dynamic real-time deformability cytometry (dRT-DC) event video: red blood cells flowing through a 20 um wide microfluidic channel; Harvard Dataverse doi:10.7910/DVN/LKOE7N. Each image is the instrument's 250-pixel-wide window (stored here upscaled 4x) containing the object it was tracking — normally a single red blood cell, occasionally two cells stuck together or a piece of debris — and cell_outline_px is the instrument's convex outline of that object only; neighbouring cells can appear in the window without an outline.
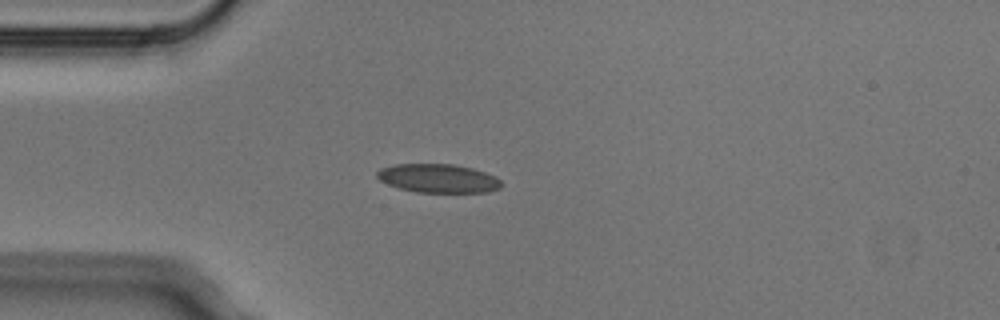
{"species": "Egyptian fruit bat (a non-hibernating species)", "species_latin": "Rousettus aegyptiacus", "temperature_condition": "cold", "stored_images_in_passage": 3, "camera_frame_rate_fps": 3000, "um_per_image_px": 0.085, "animal": {"sex": "male"}, "frame": {"image": 1, "passage_image": 3, "time_ms": 0.667, "image_size_px": [1000, 320], "cell_outline_px": [[504, 184], [500, 188], [488, 192], [416, 192], [400, 188], [388, 184], [380, 180], [376, 176], [376, 172], [380, 168], [396, 164], [452, 164], [472, 168], [496, 176]], "centroid_in_image_um": [37.26, 15.16], "position_along_channel_um": 47.7, "area_um2": 20.81}}